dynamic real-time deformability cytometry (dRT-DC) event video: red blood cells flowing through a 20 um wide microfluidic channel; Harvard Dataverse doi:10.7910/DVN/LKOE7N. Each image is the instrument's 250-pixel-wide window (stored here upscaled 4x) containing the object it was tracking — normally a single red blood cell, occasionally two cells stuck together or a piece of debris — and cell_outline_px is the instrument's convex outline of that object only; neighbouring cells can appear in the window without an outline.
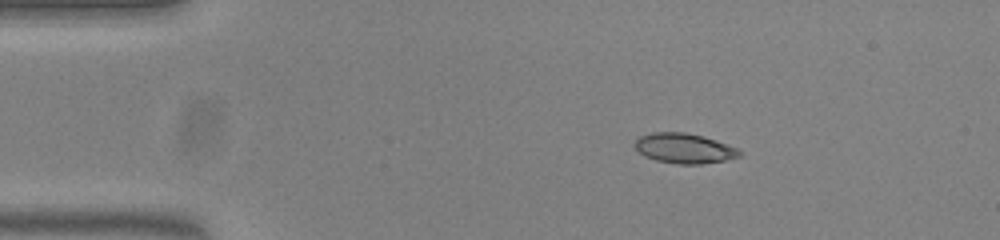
{"species": "common noctule bat (a hibernating species)", "species_latin": "Nyctalus noctula", "temperature_condition": "warm", "stored_images_in_passage": 46, "camera_frame_rate_fps": 3000, "um_per_image_px": 0.085, "animal": {"sex": "female", "body_mass_g": 23.0, "forearm_length_mm": 53.4}, "frame": {"image": 1, "passage_image": 1, "time_ms": 0.0, "image_size_px": [1000, 240], "cell_outline_px": [[740, 156], [724, 160], [700, 164], [680, 164], [656, 160], [644, 156], [636, 148], [636, 140], [640, 136], [652, 132], [684, 132], [704, 136], [716, 140], [736, 148], [740, 152]], "centroid_in_image_um": [58.15, 12.6], "position_along_channel_um": 26.9, "area_um2": 18.03}}
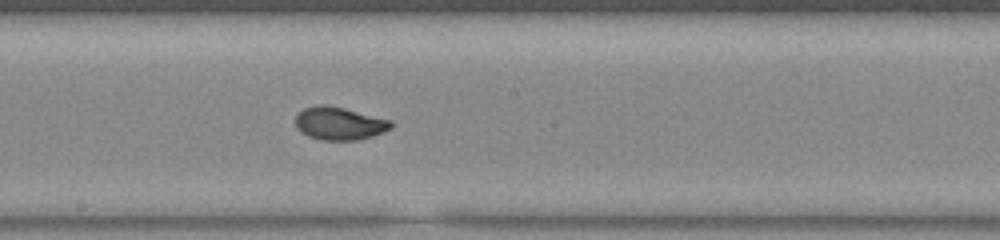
{"frame": {"image": 2, "passage_image": 21, "time_ms": 6.667, "image_size_px": [1000, 240], "cell_outline_px": [[396, 124], [392, 128], [384, 132], [360, 140], [320, 140], [308, 136], [300, 132], [296, 128], [296, 116], [304, 108], [320, 104], [324, 104], [344, 108], [392, 120]], "centroid_in_image_um": [28.88, 10.5], "position_along_channel_um": 219.3, "area_um2": 18.55}}
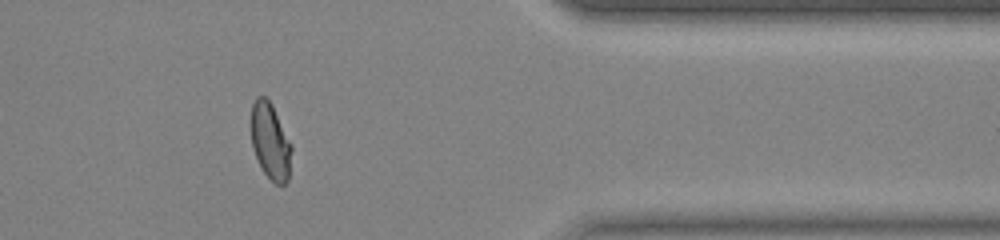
{"frame": {"image": 3, "passage_image": 36, "time_ms": 11.667, "image_size_px": [1000, 240], "cell_outline_px": [[292, 148], [288, 180], [284, 184], [276, 184], [264, 172], [256, 156], [252, 144], [252, 104], [256, 96], [264, 96], [272, 104], [292, 144]], "centroid_in_image_um": [23.0, 11.99], "position_along_channel_um": 388.4, "area_um2": 17.74}, "authors_computed_cell_mechanics": {"area_um2": 18.3804, "velocity_mm_per_s": 3.8143, "shape_relaxation_time_tau1_ms": 6.3252, "shape_relaxation_time_tau2_ms": null, "deformation_change_tau1": 0.2132, "deformation_change_tau2": null}}